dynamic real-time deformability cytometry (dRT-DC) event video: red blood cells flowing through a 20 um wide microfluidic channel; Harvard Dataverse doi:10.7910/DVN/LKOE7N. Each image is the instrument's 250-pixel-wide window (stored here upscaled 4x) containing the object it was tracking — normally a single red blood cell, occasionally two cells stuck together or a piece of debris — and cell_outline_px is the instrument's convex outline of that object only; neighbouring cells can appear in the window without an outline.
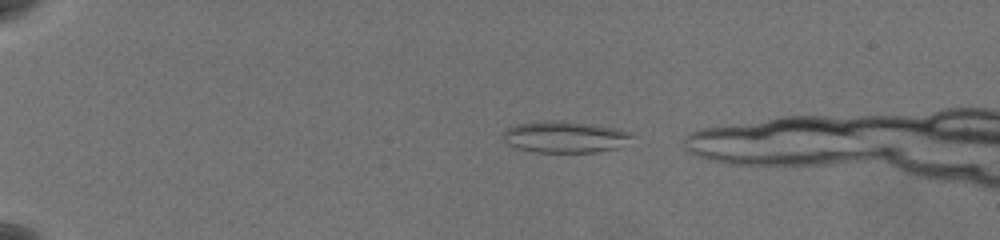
{"species": "common noctule bat (a hibernating species)", "species_latin": "Nyctalus noctula", "temperature_condition": "warm", "stored_images_in_passage": 43, "camera_frame_rate_fps": 3000, "um_per_image_px": 0.085, "animal": {"sex": "female", "body_mass_g": 19.5, "forearm_length_mm": 54.1}, "frame": {"image": 1, "passage_image": 1, "time_ms": 0.0, "image_size_px": [1000, 240], "cell_outline_px": [[632, 136], [620, 148], [596, 152], [536, 152], [516, 148], [508, 144], [500, 136], [500, 132], [516, 124], [544, 120], [564, 120], [596, 124], [616, 128], [632, 132]], "centroid_in_image_um": [47.99, 11.62], "position_along_channel_um": 37.0, "area_um2": 24.16}}
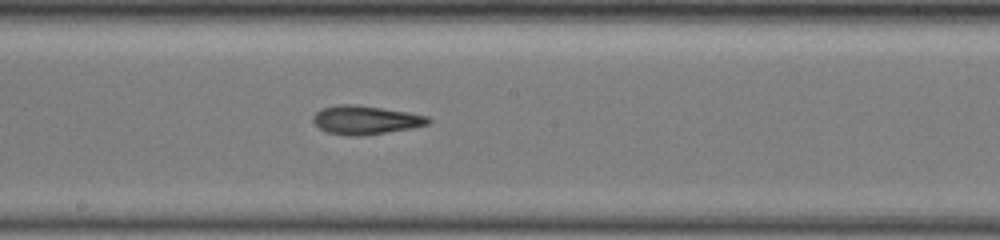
{"frame": {"image": 2, "passage_image": 23, "time_ms": 7.333, "image_size_px": [1000, 240], "cell_outline_px": [[432, 120], [428, 124], [412, 128], [360, 136], [348, 136], [328, 132], [320, 128], [312, 120], [312, 116], [320, 108], [336, 104], [356, 104], [408, 112], [428, 116]], "centroid_in_image_um": [31.05, 10.18], "position_along_channel_um": 217.1, "area_um2": 19.31}}
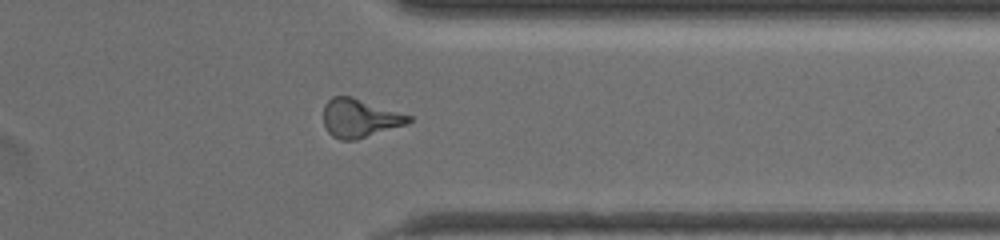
{"frame": {"image": 3, "passage_image": 37, "time_ms": 12.0, "image_size_px": [1000, 240], "cell_outline_px": [[412, 120], [408, 124], [356, 140], [340, 140], [332, 136], [328, 132], [324, 124], [324, 104], [332, 96], [352, 96], [412, 116]], "centroid_in_image_um": [30.58, 10.04], "position_along_channel_um": 380.8, "area_um2": 19.25}}